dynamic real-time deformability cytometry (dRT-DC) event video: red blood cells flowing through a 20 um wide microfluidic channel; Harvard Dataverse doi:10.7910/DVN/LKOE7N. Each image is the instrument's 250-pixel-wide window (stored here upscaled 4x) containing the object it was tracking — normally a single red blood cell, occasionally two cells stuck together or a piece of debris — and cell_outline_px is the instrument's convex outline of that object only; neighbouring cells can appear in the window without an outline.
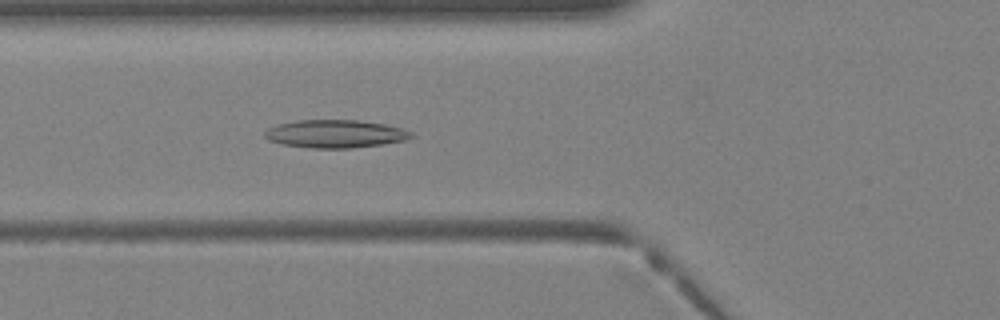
{"species": "Egyptian fruit bat (a non-hibernating species)", "species_latin": "Rousettus aegyptiacus", "temperature_condition": "warm", "stored_images_in_passage": 32, "camera_frame_rate_fps": 3000, "um_per_image_px": 0.085, "animal": {"sex": "female"}, "frame": {"image": 1, "passage_image": 8, "time_ms": 2.333, "image_size_px": [1000, 320], "cell_outline_px": [[412, 136], [404, 140], [380, 144], [348, 148], [312, 148], [284, 144], [268, 140], [264, 136], [264, 132], [268, 128], [276, 124], [296, 120], [360, 120], [384, 124], [400, 128], [412, 132]], "centroid_in_image_um": [28.44, 11.36], "position_along_channel_um": 97.4, "area_um2": 23.64}}
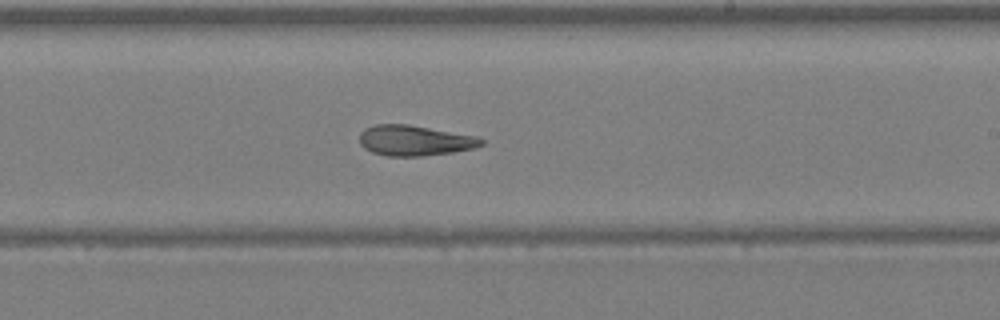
{"frame": {"image": 2, "passage_image": 17, "time_ms": 5.333, "image_size_px": [1000, 320], "cell_outline_px": [[484, 144], [476, 148], [452, 152], [420, 156], [388, 156], [372, 152], [364, 148], [360, 144], [360, 132], [364, 128], [376, 124], [408, 124], [480, 136], [484, 140]], "centroid_in_image_um": [35.28, 11.93], "position_along_channel_um": 253.7, "area_um2": 21.85}}
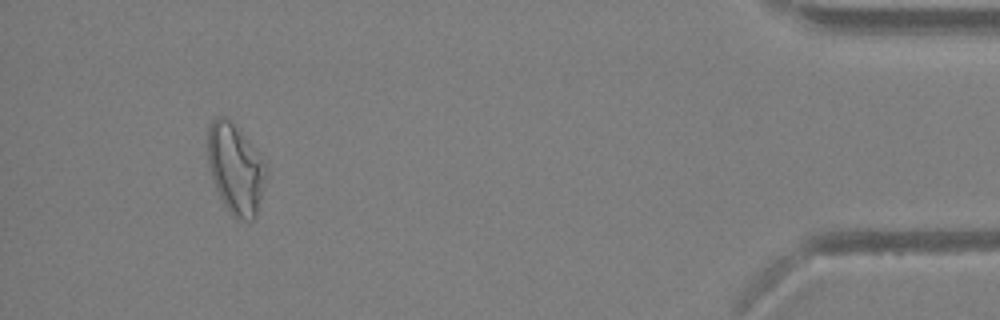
{"frame": {"image": 3, "passage_image": 30, "time_ms": 9.667, "image_size_px": [1000, 320], "cell_outline_px": [[268, 172], [256, 216], [252, 220], [236, 220], [228, 212], [216, 188], [208, 164], [208, 128], [212, 120], [220, 116], [224, 116], [248, 140], [264, 160], [268, 168]], "centroid_in_image_um": [20.04, 14.4], "position_along_channel_um": 415.2, "area_um2": 30.52}}